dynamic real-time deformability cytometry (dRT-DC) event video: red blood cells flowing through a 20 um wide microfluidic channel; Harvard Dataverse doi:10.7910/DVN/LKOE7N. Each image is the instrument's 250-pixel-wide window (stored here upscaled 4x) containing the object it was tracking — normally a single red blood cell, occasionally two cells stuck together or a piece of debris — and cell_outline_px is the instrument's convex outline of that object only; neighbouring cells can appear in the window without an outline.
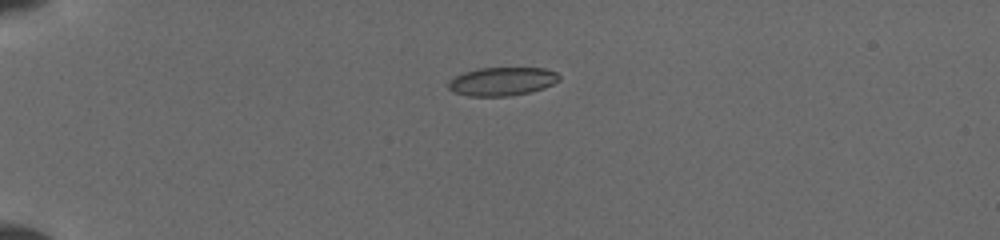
{"species": "common noctule bat (a hibernating species)", "species_latin": "Nyctalus noctula", "temperature_condition": "cold", "stored_images_in_passage": 7, "camera_frame_rate_fps": 3000, "um_per_image_px": 0.085, "animal": {"sex": "female", "body_mass_g": 19.5, "forearm_length_mm": 54.1}, "frame": {"image": 1, "passage_image": 1, "time_ms": 0.0, "image_size_px": [1000, 240], "cell_outline_px": [[560, 80], [544, 88], [532, 92], [508, 96], [468, 96], [452, 92], [448, 88], [448, 80], [464, 72], [480, 68], [544, 68], [556, 72], [560, 76]], "centroid_in_image_um": [42.67, 6.93], "position_along_channel_um": 42.3, "area_um2": 18.5}}
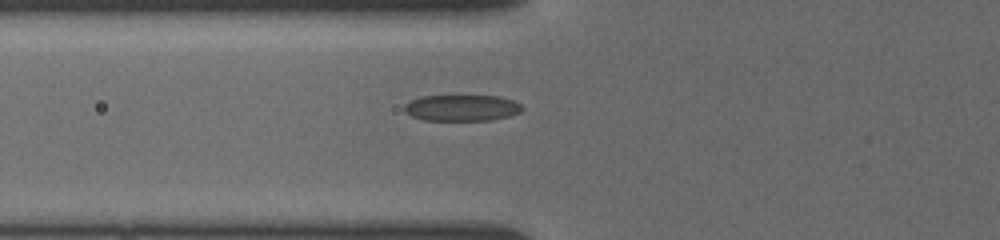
{"frame": {"image": 2, "passage_image": 5, "time_ms": 2.333, "image_size_px": [1000, 240], "cell_outline_px": [[524, 108], [520, 112], [508, 116], [492, 120], [424, 120], [412, 116], [404, 112], [404, 104], [420, 96], [500, 96], [512, 100], [520, 104]], "centroid_in_image_um": [39.24, 9.17], "position_along_channel_um": 86.6, "area_um2": 17.98}}
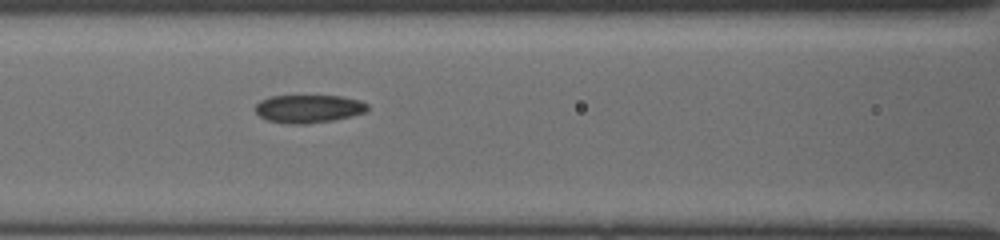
{"frame": {"image": 3, "passage_image": 7, "time_ms": 3.667, "image_size_px": [1000, 240], "cell_outline_px": [[368, 108], [364, 112], [352, 116], [332, 120], [308, 124], [292, 124], [268, 120], [260, 116], [256, 112], [256, 104], [260, 100], [268, 96], [340, 96], [360, 100], [368, 104]], "centroid_in_image_um": [26.23, 9.24], "position_along_channel_um": 140.4, "area_um2": 18.26}}